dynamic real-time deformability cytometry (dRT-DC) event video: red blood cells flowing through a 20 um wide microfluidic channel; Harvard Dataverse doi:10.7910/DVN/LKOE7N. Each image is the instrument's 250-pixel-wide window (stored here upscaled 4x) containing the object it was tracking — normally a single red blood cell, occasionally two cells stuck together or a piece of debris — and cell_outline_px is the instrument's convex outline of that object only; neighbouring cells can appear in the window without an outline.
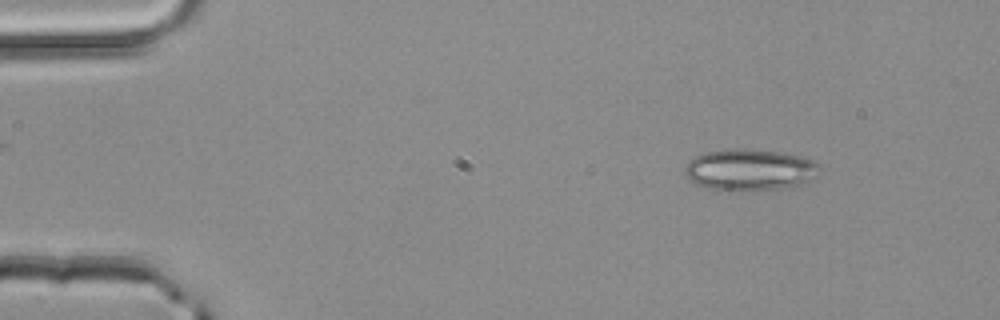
{"species": "common noctule bat (a hibernating species)", "species_latin": "Nyctalus noctula", "temperature_condition": "room temperature", "stored_images_in_passage": 49, "camera_frame_rate_fps": 3000, "um_per_image_px": 0.085, "animal": {"sex": "male", "body_mass_g": 20.4}, "frame": {"image": 1, "passage_image": 6, "time_ms": 1.667, "image_size_px": [1000, 320], "cell_outline_px": [[820, 168], [816, 176], [812, 180], [800, 184], [780, 188], [740, 192], [704, 188], [688, 180], [684, 172], [684, 164], [688, 160], [704, 152], [724, 148], [748, 148], [780, 152], [800, 156], [812, 160], [820, 164]], "centroid_in_image_um": [63.67, 14.43], "position_along_channel_um": 21.3, "area_um2": 33.41}}
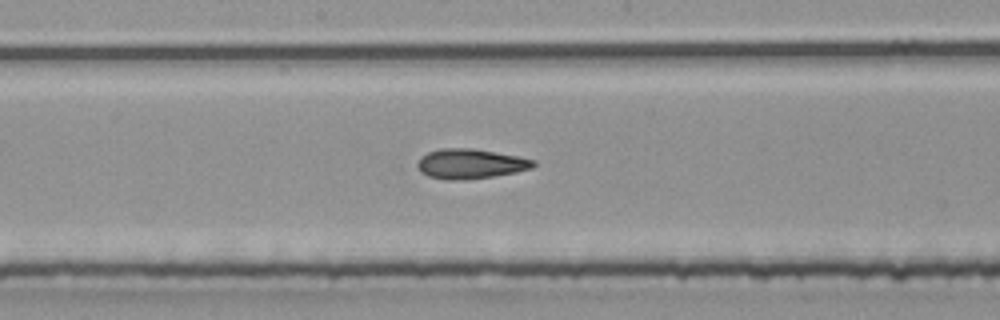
{"frame": {"image": 2, "passage_image": 26, "time_ms": 8.333, "image_size_px": [1000, 320], "cell_outline_px": [[536, 164], [532, 168], [516, 172], [492, 176], [460, 180], [448, 180], [428, 176], [420, 172], [416, 164], [420, 156], [428, 152], [440, 148], [472, 148], [516, 156], [536, 160]], "centroid_in_image_um": [39.95, 13.92], "position_along_channel_um": 208.3, "area_um2": 20.11}}
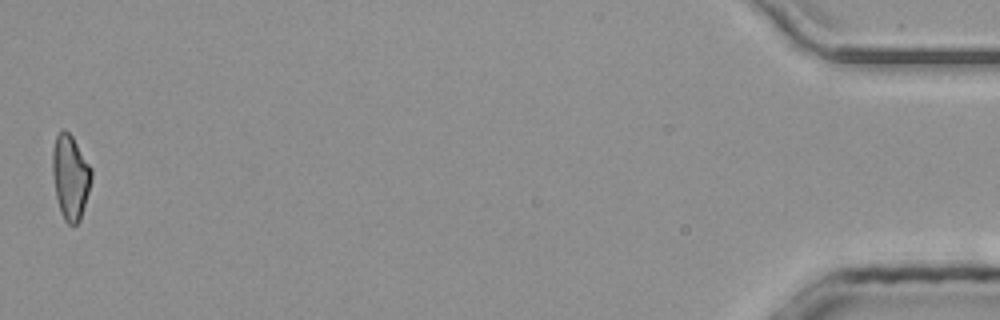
{"frame": {"image": 3, "passage_image": 49, "time_ms": 16.0, "image_size_px": [1000, 320], "cell_outline_px": [[92, 176], [88, 192], [80, 220], [76, 224], [68, 224], [64, 220], [60, 212], [56, 196], [52, 172], [52, 148], [56, 136], [64, 128], [72, 136], [92, 168]], "centroid_in_image_um": [5.97, 15.03], "position_along_channel_um": 429.2, "area_um2": 19.13}, "authors_computed_cell_mechanics": {"area_um2": 19.8832, "velocity_mm_per_s": 4.2003, "shape_relaxation_time_tau1_ms": 10.4444, "shape_relaxation_time_tau2_ms": 1.6985, "deformation_change_tau1": 0.255, "deformation_change_tau2": 0.1043}}